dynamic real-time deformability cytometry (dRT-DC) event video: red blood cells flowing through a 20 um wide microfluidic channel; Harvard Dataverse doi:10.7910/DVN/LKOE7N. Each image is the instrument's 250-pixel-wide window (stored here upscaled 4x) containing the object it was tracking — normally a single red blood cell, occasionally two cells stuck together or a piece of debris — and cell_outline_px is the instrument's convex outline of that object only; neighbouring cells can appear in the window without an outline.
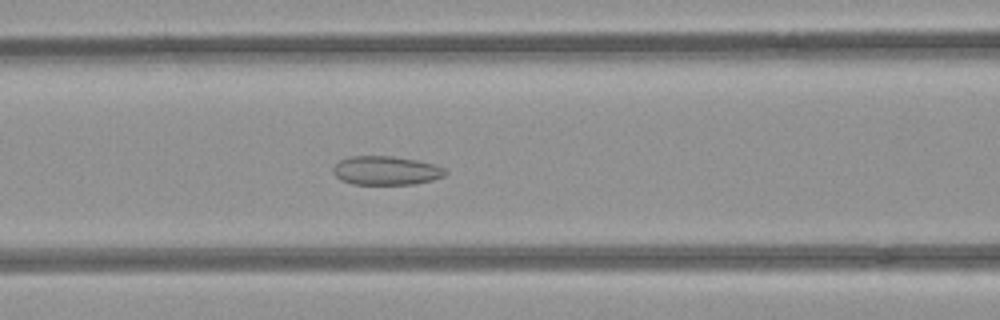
{"species": "common noctule bat (a hibernating species)", "species_latin": "Nyctalus noctula", "temperature_condition": "room temperature", "stored_images_in_passage": 36, "camera_frame_rate_fps": 3000, "um_per_image_px": 0.085, "animal": {"sex": "female", "body_mass_g": 21.9}, "frame": {"image": 1, "passage_image": 9, "time_ms": 2.667, "image_size_px": [1000, 320], "cell_outline_px": [[448, 172], [444, 176], [432, 180], [416, 184], [352, 184], [340, 180], [332, 172], [332, 168], [340, 160], [352, 156], [392, 156], [416, 160], [436, 164], [444, 168]], "centroid_in_image_um": [32.82, 14.5], "position_along_channel_um": 133.8, "area_um2": 18.96}}
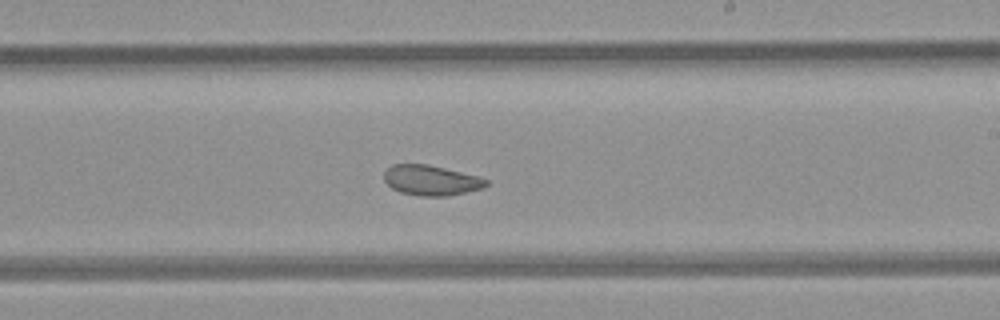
{"frame": {"image": 2, "passage_image": 18, "time_ms": 5.667, "image_size_px": [1000, 320], "cell_outline_px": [[488, 184], [484, 188], [468, 192], [448, 196], [420, 196], [400, 192], [392, 188], [384, 180], [384, 172], [392, 164], [428, 164], [480, 176], [488, 180]], "centroid_in_image_um": [36.68, 15.33], "position_along_channel_um": 252.3, "area_um2": 18.15}}
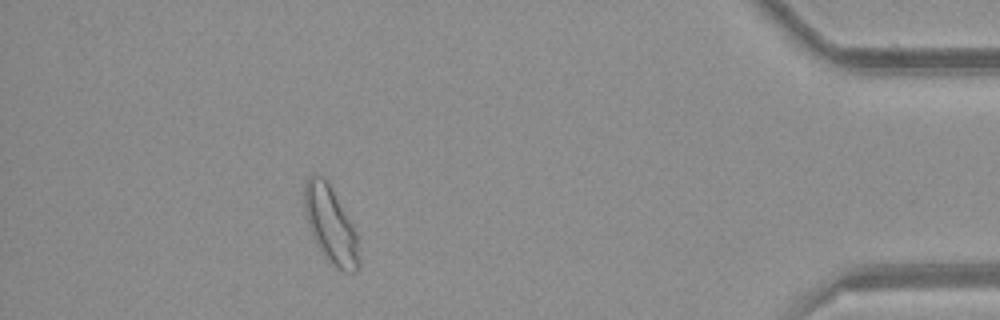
{"frame": {"image": 3, "passage_image": 34, "time_ms": 11.0, "image_size_px": [1000, 320], "cell_outline_px": [[360, 268], [356, 272], [344, 272], [332, 268], [316, 244], [308, 224], [304, 208], [304, 184], [308, 176], [316, 172], [324, 176], [352, 224], [356, 232], [360, 260]], "centroid_in_image_um": [28.1, 19.15], "position_along_channel_um": 407.1, "area_um2": 24.68}, "authors_computed_cell_mechanics": {"area_um2": 18.8717, "velocity_mm_per_s": 3.9585, "shape_relaxation_time_tau1_ms": null, "shape_relaxation_time_tau2_ms": 3.0224, "deformation_change_tau1": null, "deformation_change_tau2": 0.08}}